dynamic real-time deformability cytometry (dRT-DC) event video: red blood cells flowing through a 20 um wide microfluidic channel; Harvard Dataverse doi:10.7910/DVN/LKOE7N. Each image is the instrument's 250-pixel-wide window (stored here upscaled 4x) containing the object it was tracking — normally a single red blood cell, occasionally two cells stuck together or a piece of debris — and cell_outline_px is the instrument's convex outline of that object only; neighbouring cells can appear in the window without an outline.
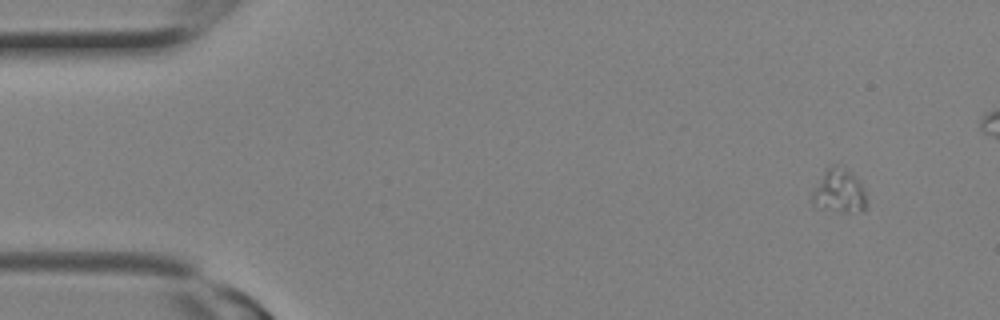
{"species": "Egyptian fruit bat (a non-hibernating species)", "species_latin": "Rousettus aegyptiacus", "temperature_condition": "room temperature", "stored_images_in_passage": 14, "camera_frame_rate_fps": 3000, "um_per_image_px": 0.085, "animal": {"sex": "female"}, "frame": {"image": 1, "passage_image": 1, "time_ms": 0.0, "image_size_px": [1000, 320], "cell_outline_px": [[868, 208], [864, 212], [844, 212], [812, 208], [812, 192], [824, 172], [828, 168], [832, 168], [848, 172], [856, 176], [864, 192], [868, 204]], "centroid_in_image_um": [71.33, 16.38], "position_along_channel_um": 13.7, "area_um2": 13.64}}